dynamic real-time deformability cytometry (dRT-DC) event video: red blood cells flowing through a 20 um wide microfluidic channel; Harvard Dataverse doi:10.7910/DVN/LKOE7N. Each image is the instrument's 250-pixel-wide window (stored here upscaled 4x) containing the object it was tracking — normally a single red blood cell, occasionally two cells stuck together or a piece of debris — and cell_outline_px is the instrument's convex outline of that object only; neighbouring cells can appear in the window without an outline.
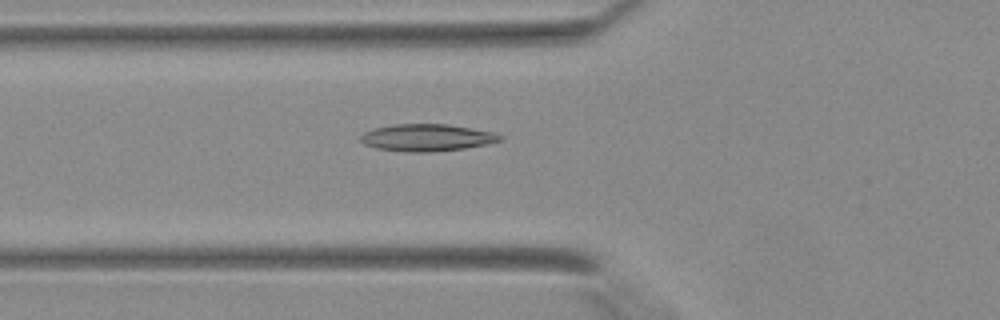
{"species": "Egyptian fruit bat (a non-hibernating species)", "species_latin": "Rousettus aegyptiacus", "temperature_condition": "warm", "stored_images_in_passage": 28, "camera_frame_rate_fps": 3000, "um_per_image_px": 0.085, "animal": {"sex": "female"}, "frame": {"image": 1, "passage_image": 2, "time_ms": 0.333, "image_size_px": [1000, 320], "cell_outline_px": [[504, 136], [500, 140], [488, 144], [464, 148], [432, 152], [404, 152], [376, 148], [364, 144], [360, 140], [360, 136], [364, 132], [372, 128], [392, 124], [448, 124], [496, 132]], "centroid_in_image_um": [36.28, 11.69], "position_along_channel_um": 89.5, "area_um2": 22.25}}
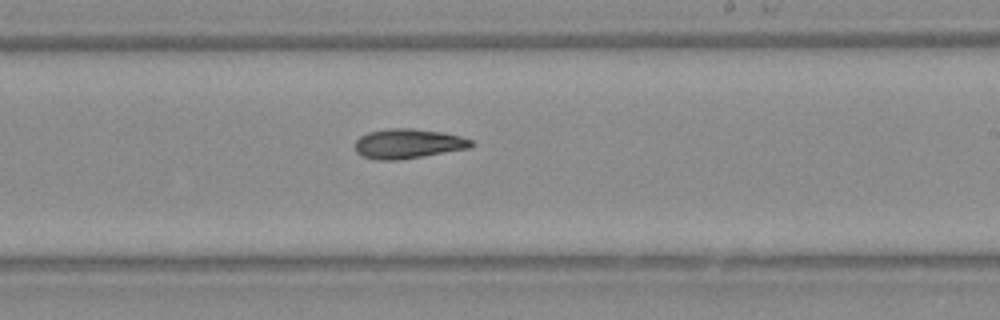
{"frame": {"image": 2, "passage_image": 12, "time_ms": 3.667, "image_size_px": [1000, 320], "cell_outline_px": [[476, 144], [472, 148], [400, 160], [376, 160], [360, 156], [356, 152], [356, 140], [360, 136], [368, 132], [388, 128], [412, 128], [444, 132], [460, 136], [472, 140]], "centroid_in_image_um": [34.71, 12.22], "position_along_channel_um": 254.3, "area_um2": 20.46}}
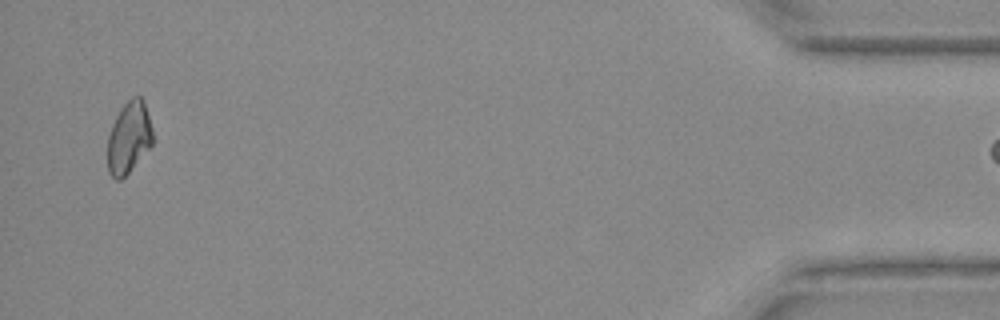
{"frame": {"image": 3, "passage_image": 27, "time_ms": 8.667, "image_size_px": [1000, 320], "cell_outline_px": [[152, 144], [128, 172], [120, 180], [116, 180], [108, 172], [108, 136], [112, 124], [120, 108], [132, 96], [140, 96], [144, 100], [152, 128]], "centroid_in_image_um": [10.94, 11.66], "position_along_channel_um": 424.3, "area_um2": 18.67}}